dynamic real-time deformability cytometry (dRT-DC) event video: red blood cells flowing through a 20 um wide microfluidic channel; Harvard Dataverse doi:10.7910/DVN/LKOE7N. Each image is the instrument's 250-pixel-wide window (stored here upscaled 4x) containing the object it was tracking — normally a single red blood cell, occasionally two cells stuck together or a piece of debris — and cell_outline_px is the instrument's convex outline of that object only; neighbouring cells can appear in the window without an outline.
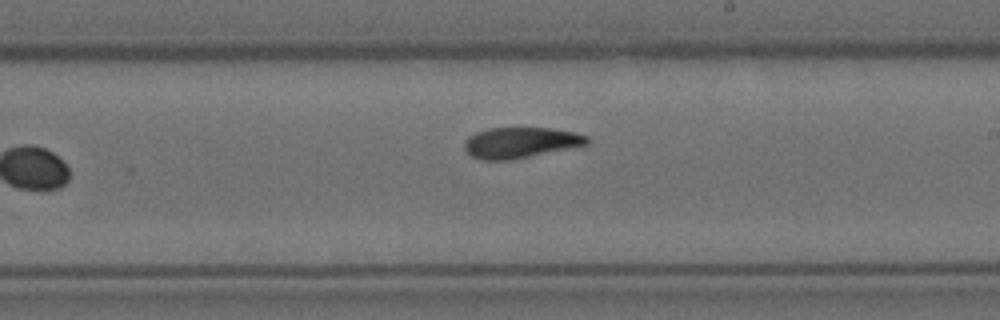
{"species": "Egyptian fruit bat (a non-hibernating species)", "species_latin": "Rousettus aegyptiacus", "temperature_condition": "room temperature", "stored_images_in_passage": 9, "camera_frame_rate_fps": 3000, "um_per_image_px": 0.085, "animal": {"sex": "female"}, "frame": {"image": 1, "passage_image": 9, "time_ms": 2.667, "image_size_px": [1000, 320], "cell_outline_px": [[588, 144], [512, 160], [480, 160], [472, 156], [464, 148], [464, 140], [468, 136], [476, 132], [488, 128], [552, 128], [576, 132], [588, 136]], "centroid_in_image_um": [44.22, 12.12], "position_along_channel_um": 244.8, "area_um2": 22.02}}